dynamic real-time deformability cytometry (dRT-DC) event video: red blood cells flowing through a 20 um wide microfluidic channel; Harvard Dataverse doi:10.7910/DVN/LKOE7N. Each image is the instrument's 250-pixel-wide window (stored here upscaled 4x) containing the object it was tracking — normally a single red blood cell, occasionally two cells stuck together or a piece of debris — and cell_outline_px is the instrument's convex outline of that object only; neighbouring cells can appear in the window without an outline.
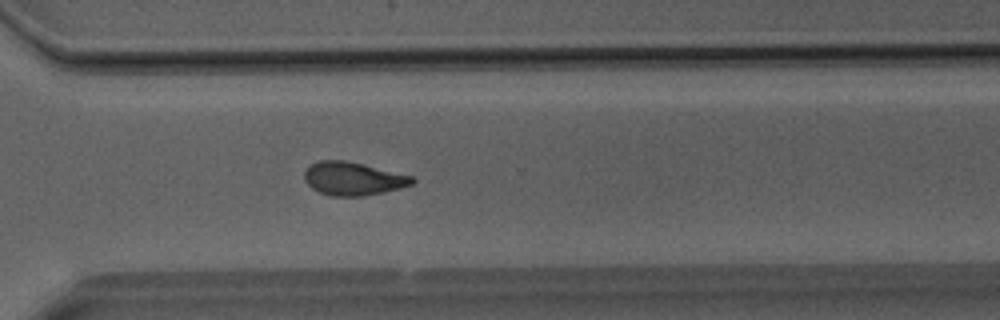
{"species": "Egyptian fruit bat (a non-hibernating species)", "species_latin": "Rousettus aegyptiacus", "temperature_condition": "room temperature", "stored_images_in_passage": 30, "camera_frame_rate_fps": 3000, "um_per_image_px": 0.085, "animal": {"sex": "male"}, "frame": {"image": 1, "passage_image": 19, "time_ms": 6.0, "image_size_px": [1000, 320], "cell_outline_px": [[416, 180], [412, 184], [400, 188], [384, 192], [364, 196], [332, 196], [320, 192], [312, 188], [304, 180], [304, 172], [312, 164], [320, 160], [344, 160], [364, 164], [412, 176]], "centroid_in_image_um": [30.01, 15.19], "position_along_channel_um": 340.6, "area_um2": 20.81}}
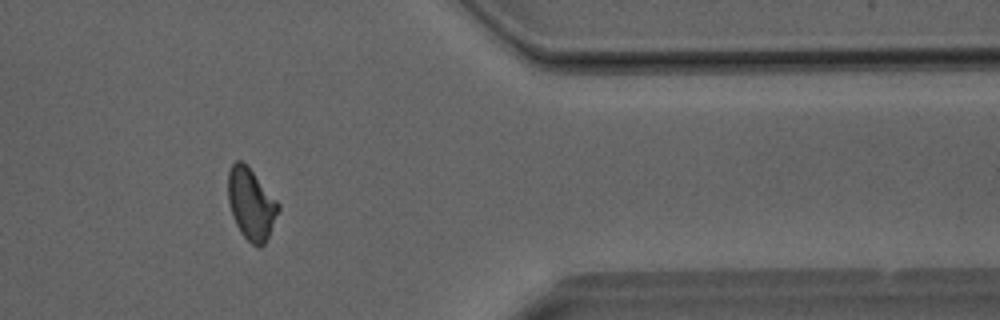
{"frame": {"image": 2, "passage_image": 23, "time_ms": 7.333, "image_size_px": [1000, 320], "cell_outline_px": [[280, 208], [268, 236], [264, 244], [260, 248], [256, 248], [240, 232], [232, 216], [228, 200], [228, 172], [232, 164], [236, 160], [240, 160], [248, 164], [280, 204]], "centroid_in_image_um": [21.34, 17.31], "position_along_channel_um": 390.1, "area_um2": 21.1}}
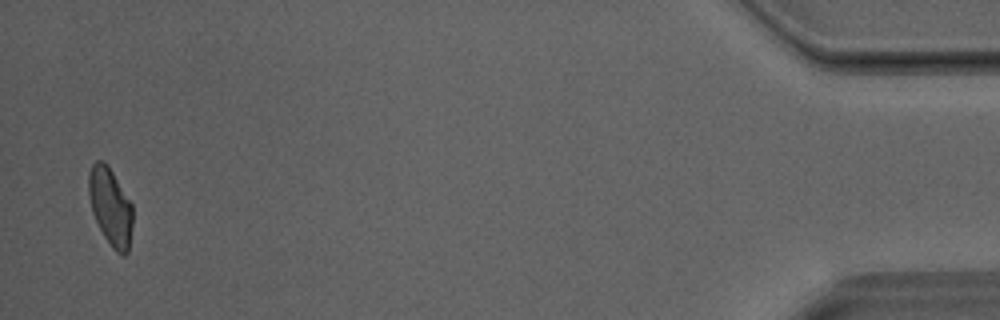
{"frame": {"image": 3, "passage_image": 29, "time_ms": 9.333, "image_size_px": [1000, 320], "cell_outline_px": [[132, 224], [128, 252], [124, 256], [116, 252], [112, 248], [104, 236], [92, 212], [88, 196], [88, 176], [92, 164], [96, 160], [104, 160], [112, 172], [132, 204]], "centroid_in_image_um": [9.37, 17.57], "position_along_channel_um": 425.8, "area_um2": 19.83}}